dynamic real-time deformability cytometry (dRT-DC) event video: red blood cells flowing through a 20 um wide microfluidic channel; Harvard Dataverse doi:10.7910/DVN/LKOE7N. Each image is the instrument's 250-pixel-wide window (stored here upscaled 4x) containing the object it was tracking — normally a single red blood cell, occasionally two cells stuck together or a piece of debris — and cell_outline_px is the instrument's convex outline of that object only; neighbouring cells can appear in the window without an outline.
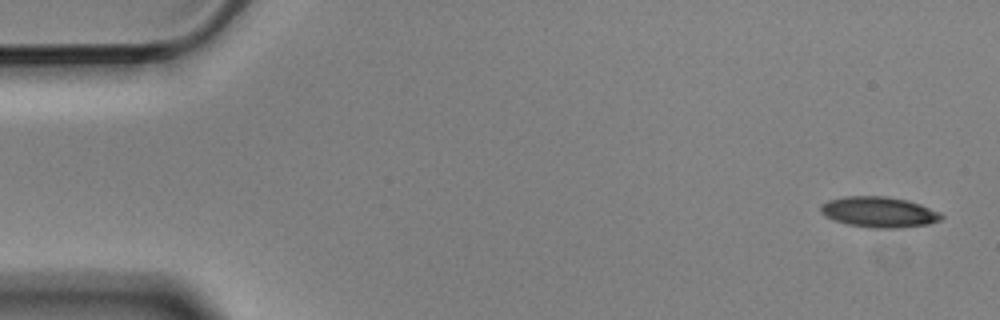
{"species": "Egyptian fruit bat (a non-hibernating species)", "species_latin": "Rousettus aegyptiacus", "temperature_condition": "cold", "stored_images_in_passage": 5, "camera_frame_rate_fps": 3000, "um_per_image_px": 0.085, "animal": {"sex": "male"}, "frame": {"image": 1, "passage_image": 1, "time_ms": 0.0, "image_size_px": [1000, 320], "cell_outline_px": [[944, 216], [940, 220], [928, 224], [900, 228], [868, 228], [848, 224], [824, 216], [820, 212], [820, 204], [828, 200], [844, 196], [888, 196], [908, 200], [920, 204], [940, 212]], "centroid_in_image_um": [74.7, 18.02], "position_along_channel_um": 10.3, "area_um2": 21.73}}
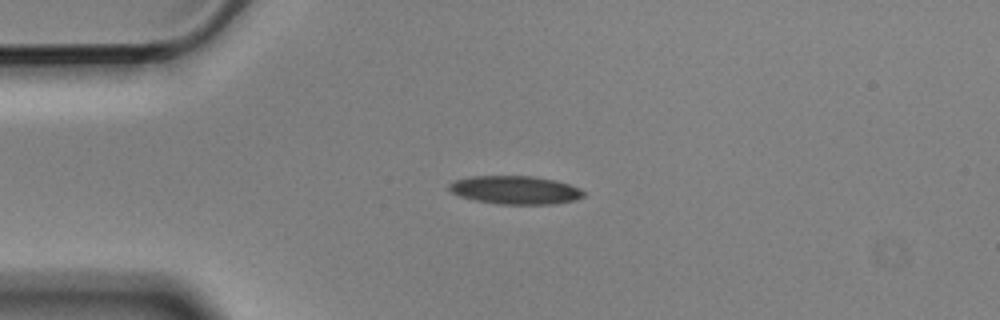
{"frame": {"image": 2, "passage_image": 4, "time_ms": 1.0, "image_size_px": [1000, 320], "cell_outline_px": [[584, 196], [576, 200], [552, 204], [496, 204], [476, 200], [460, 196], [452, 192], [448, 188], [448, 184], [456, 180], [468, 176], [532, 176], [556, 180], [580, 188], [584, 192]], "centroid_in_image_um": [43.8, 16.15], "position_along_channel_um": 41.2, "area_um2": 22.2}}